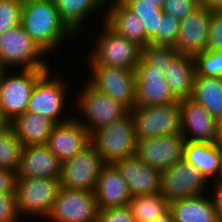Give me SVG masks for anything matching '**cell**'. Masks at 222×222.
<instances>
[{
    "label": "cell",
    "mask_w": 222,
    "mask_h": 222,
    "mask_svg": "<svg viewBox=\"0 0 222 222\" xmlns=\"http://www.w3.org/2000/svg\"><path fill=\"white\" fill-rule=\"evenodd\" d=\"M87 63L91 71L86 81L92 87L121 103L129 111L135 108V70L98 65L89 56Z\"/></svg>",
    "instance_id": "52a82bcc"
},
{
    "label": "cell",
    "mask_w": 222,
    "mask_h": 222,
    "mask_svg": "<svg viewBox=\"0 0 222 222\" xmlns=\"http://www.w3.org/2000/svg\"><path fill=\"white\" fill-rule=\"evenodd\" d=\"M219 137H222V116L217 120Z\"/></svg>",
    "instance_id": "7dc6e473"
},
{
    "label": "cell",
    "mask_w": 222,
    "mask_h": 222,
    "mask_svg": "<svg viewBox=\"0 0 222 222\" xmlns=\"http://www.w3.org/2000/svg\"><path fill=\"white\" fill-rule=\"evenodd\" d=\"M165 0H149L148 2L154 5L155 7L163 8Z\"/></svg>",
    "instance_id": "f6af8a7d"
},
{
    "label": "cell",
    "mask_w": 222,
    "mask_h": 222,
    "mask_svg": "<svg viewBox=\"0 0 222 222\" xmlns=\"http://www.w3.org/2000/svg\"><path fill=\"white\" fill-rule=\"evenodd\" d=\"M178 53L174 46L149 43L145 47H141L140 58L148 66H154L164 72Z\"/></svg>",
    "instance_id": "1f68e13d"
},
{
    "label": "cell",
    "mask_w": 222,
    "mask_h": 222,
    "mask_svg": "<svg viewBox=\"0 0 222 222\" xmlns=\"http://www.w3.org/2000/svg\"><path fill=\"white\" fill-rule=\"evenodd\" d=\"M106 165L90 143L73 158L62 163L60 185L70 190L94 191L101 169Z\"/></svg>",
    "instance_id": "8fae6325"
},
{
    "label": "cell",
    "mask_w": 222,
    "mask_h": 222,
    "mask_svg": "<svg viewBox=\"0 0 222 222\" xmlns=\"http://www.w3.org/2000/svg\"><path fill=\"white\" fill-rule=\"evenodd\" d=\"M61 78L58 75L53 77L48 69L36 82L26 112L40 114L55 124L69 121L73 116H63L62 114L65 102H67L68 93L65 90L68 89V83Z\"/></svg>",
    "instance_id": "9c48e42d"
},
{
    "label": "cell",
    "mask_w": 222,
    "mask_h": 222,
    "mask_svg": "<svg viewBox=\"0 0 222 222\" xmlns=\"http://www.w3.org/2000/svg\"><path fill=\"white\" fill-rule=\"evenodd\" d=\"M206 50H222V11L211 13Z\"/></svg>",
    "instance_id": "8d00e7d4"
},
{
    "label": "cell",
    "mask_w": 222,
    "mask_h": 222,
    "mask_svg": "<svg viewBox=\"0 0 222 222\" xmlns=\"http://www.w3.org/2000/svg\"><path fill=\"white\" fill-rule=\"evenodd\" d=\"M169 210L175 222H219L207 193L173 201L169 203Z\"/></svg>",
    "instance_id": "d4e9b609"
},
{
    "label": "cell",
    "mask_w": 222,
    "mask_h": 222,
    "mask_svg": "<svg viewBox=\"0 0 222 222\" xmlns=\"http://www.w3.org/2000/svg\"><path fill=\"white\" fill-rule=\"evenodd\" d=\"M60 187V179L16 177L15 192L20 217L41 216L40 218L46 219Z\"/></svg>",
    "instance_id": "8992f818"
},
{
    "label": "cell",
    "mask_w": 222,
    "mask_h": 222,
    "mask_svg": "<svg viewBox=\"0 0 222 222\" xmlns=\"http://www.w3.org/2000/svg\"><path fill=\"white\" fill-rule=\"evenodd\" d=\"M16 173L0 168V194L16 193Z\"/></svg>",
    "instance_id": "ab89813d"
},
{
    "label": "cell",
    "mask_w": 222,
    "mask_h": 222,
    "mask_svg": "<svg viewBox=\"0 0 222 222\" xmlns=\"http://www.w3.org/2000/svg\"><path fill=\"white\" fill-rule=\"evenodd\" d=\"M94 192L99 210L128 206L132 198L126 181L113 164L101 169Z\"/></svg>",
    "instance_id": "44dd1931"
},
{
    "label": "cell",
    "mask_w": 222,
    "mask_h": 222,
    "mask_svg": "<svg viewBox=\"0 0 222 222\" xmlns=\"http://www.w3.org/2000/svg\"><path fill=\"white\" fill-rule=\"evenodd\" d=\"M85 82L76 96L77 99L75 98L76 103L74 102L80 118H77L76 114L74 118L92 135L96 130L122 118L129 110L121 103L92 87L87 81Z\"/></svg>",
    "instance_id": "7a4b0ae2"
},
{
    "label": "cell",
    "mask_w": 222,
    "mask_h": 222,
    "mask_svg": "<svg viewBox=\"0 0 222 222\" xmlns=\"http://www.w3.org/2000/svg\"><path fill=\"white\" fill-rule=\"evenodd\" d=\"M4 70H5V68H3V67L0 66V79H1V76H2V74H3V72H4Z\"/></svg>",
    "instance_id": "f907efd6"
},
{
    "label": "cell",
    "mask_w": 222,
    "mask_h": 222,
    "mask_svg": "<svg viewBox=\"0 0 222 222\" xmlns=\"http://www.w3.org/2000/svg\"><path fill=\"white\" fill-rule=\"evenodd\" d=\"M199 6V0H165L162 9L166 14L172 15L178 21H181Z\"/></svg>",
    "instance_id": "d590c367"
},
{
    "label": "cell",
    "mask_w": 222,
    "mask_h": 222,
    "mask_svg": "<svg viewBox=\"0 0 222 222\" xmlns=\"http://www.w3.org/2000/svg\"><path fill=\"white\" fill-rule=\"evenodd\" d=\"M23 2V4H27L30 2H37V1H47V0H21Z\"/></svg>",
    "instance_id": "681fc988"
},
{
    "label": "cell",
    "mask_w": 222,
    "mask_h": 222,
    "mask_svg": "<svg viewBox=\"0 0 222 222\" xmlns=\"http://www.w3.org/2000/svg\"><path fill=\"white\" fill-rule=\"evenodd\" d=\"M184 144L181 133L137 140L135 155L162 172L183 159Z\"/></svg>",
    "instance_id": "9a60e30c"
},
{
    "label": "cell",
    "mask_w": 222,
    "mask_h": 222,
    "mask_svg": "<svg viewBox=\"0 0 222 222\" xmlns=\"http://www.w3.org/2000/svg\"><path fill=\"white\" fill-rule=\"evenodd\" d=\"M126 7L140 18L143 23L145 35L151 41L159 30L163 9L155 7L144 0L130 2Z\"/></svg>",
    "instance_id": "4dcf8cb0"
},
{
    "label": "cell",
    "mask_w": 222,
    "mask_h": 222,
    "mask_svg": "<svg viewBox=\"0 0 222 222\" xmlns=\"http://www.w3.org/2000/svg\"><path fill=\"white\" fill-rule=\"evenodd\" d=\"M210 183L197 168L181 159L161 172L160 193L168 203L186 197L209 193Z\"/></svg>",
    "instance_id": "7c38bea8"
},
{
    "label": "cell",
    "mask_w": 222,
    "mask_h": 222,
    "mask_svg": "<svg viewBox=\"0 0 222 222\" xmlns=\"http://www.w3.org/2000/svg\"><path fill=\"white\" fill-rule=\"evenodd\" d=\"M163 73L169 90L177 100L191 98L196 76L193 57L178 53Z\"/></svg>",
    "instance_id": "cb8c5ba5"
},
{
    "label": "cell",
    "mask_w": 222,
    "mask_h": 222,
    "mask_svg": "<svg viewBox=\"0 0 222 222\" xmlns=\"http://www.w3.org/2000/svg\"><path fill=\"white\" fill-rule=\"evenodd\" d=\"M10 125V121L4 116L2 110L0 109V131L4 130Z\"/></svg>",
    "instance_id": "ee69618b"
},
{
    "label": "cell",
    "mask_w": 222,
    "mask_h": 222,
    "mask_svg": "<svg viewBox=\"0 0 222 222\" xmlns=\"http://www.w3.org/2000/svg\"><path fill=\"white\" fill-rule=\"evenodd\" d=\"M97 222H136L128 206L99 210Z\"/></svg>",
    "instance_id": "f35d334b"
},
{
    "label": "cell",
    "mask_w": 222,
    "mask_h": 222,
    "mask_svg": "<svg viewBox=\"0 0 222 222\" xmlns=\"http://www.w3.org/2000/svg\"><path fill=\"white\" fill-rule=\"evenodd\" d=\"M19 215L16 193L0 194V222H15Z\"/></svg>",
    "instance_id": "74e56055"
},
{
    "label": "cell",
    "mask_w": 222,
    "mask_h": 222,
    "mask_svg": "<svg viewBox=\"0 0 222 222\" xmlns=\"http://www.w3.org/2000/svg\"><path fill=\"white\" fill-rule=\"evenodd\" d=\"M217 145L219 146L220 148V151H221V158H222V137H219V140L217 142Z\"/></svg>",
    "instance_id": "c3c4849f"
},
{
    "label": "cell",
    "mask_w": 222,
    "mask_h": 222,
    "mask_svg": "<svg viewBox=\"0 0 222 222\" xmlns=\"http://www.w3.org/2000/svg\"><path fill=\"white\" fill-rule=\"evenodd\" d=\"M90 143L91 135L87 129L72 117L69 121L54 126L46 145L63 163Z\"/></svg>",
    "instance_id": "ac0fdd59"
},
{
    "label": "cell",
    "mask_w": 222,
    "mask_h": 222,
    "mask_svg": "<svg viewBox=\"0 0 222 222\" xmlns=\"http://www.w3.org/2000/svg\"><path fill=\"white\" fill-rule=\"evenodd\" d=\"M190 99L202 105L218 120L222 116V78L196 75Z\"/></svg>",
    "instance_id": "83f0119b"
},
{
    "label": "cell",
    "mask_w": 222,
    "mask_h": 222,
    "mask_svg": "<svg viewBox=\"0 0 222 222\" xmlns=\"http://www.w3.org/2000/svg\"><path fill=\"white\" fill-rule=\"evenodd\" d=\"M211 11L200 5L179 21L175 49L186 56L195 57L206 51Z\"/></svg>",
    "instance_id": "e0dca14e"
},
{
    "label": "cell",
    "mask_w": 222,
    "mask_h": 222,
    "mask_svg": "<svg viewBox=\"0 0 222 222\" xmlns=\"http://www.w3.org/2000/svg\"><path fill=\"white\" fill-rule=\"evenodd\" d=\"M153 222H175V221L173 219L172 213L170 212V210H168L165 214L159 216Z\"/></svg>",
    "instance_id": "7bdbcfd3"
},
{
    "label": "cell",
    "mask_w": 222,
    "mask_h": 222,
    "mask_svg": "<svg viewBox=\"0 0 222 222\" xmlns=\"http://www.w3.org/2000/svg\"><path fill=\"white\" fill-rule=\"evenodd\" d=\"M128 207L136 222H153L169 210V203L160 192H156L133 196Z\"/></svg>",
    "instance_id": "f1b7e54d"
},
{
    "label": "cell",
    "mask_w": 222,
    "mask_h": 222,
    "mask_svg": "<svg viewBox=\"0 0 222 222\" xmlns=\"http://www.w3.org/2000/svg\"><path fill=\"white\" fill-rule=\"evenodd\" d=\"M22 11L21 0H0V35L21 24Z\"/></svg>",
    "instance_id": "836d02e7"
},
{
    "label": "cell",
    "mask_w": 222,
    "mask_h": 222,
    "mask_svg": "<svg viewBox=\"0 0 222 222\" xmlns=\"http://www.w3.org/2000/svg\"><path fill=\"white\" fill-rule=\"evenodd\" d=\"M21 220H22V219H21V218H19V219H18V220H16L15 222H22Z\"/></svg>",
    "instance_id": "816d5d0a"
},
{
    "label": "cell",
    "mask_w": 222,
    "mask_h": 222,
    "mask_svg": "<svg viewBox=\"0 0 222 222\" xmlns=\"http://www.w3.org/2000/svg\"><path fill=\"white\" fill-rule=\"evenodd\" d=\"M98 211L94 191L60 187L46 219L50 222H97Z\"/></svg>",
    "instance_id": "4fadbf2b"
},
{
    "label": "cell",
    "mask_w": 222,
    "mask_h": 222,
    "mask_svg": "<svg viewBox=\"0 0 222 222\" xmlns=\"http://www.w3.org/2000/svg\"><path fill=\"white\" fill-rule=\"evenodd\" d=\"M10 125L23 146H27L47 144L56 124L40 114L25 112L15 117Z\"/></svg>",
    "instance_id": "484cf974"
},
{
    "label": "cell",
    "mask_w": 222,
    "mask_h": 222,
    "mask_svg": "<svg viewBox=\"0 0 222 222\" xmlns=\"http://www.w3.org/2000/svg\"><path fill=\"white\" fill-rule=\"evenodd\" d=\"M101 24L103 29L96 34L89 57L98 65L135 70L141 57V47L117 34L105 22Z\"/></svg>",
    "instance_id": "5b68a950"
},
{
    "label": "cell",
    "mask_w": 222,
    "mask_h": 222,
    "mask_svg": "<svg viewBox=\"0 0 222 222\" xmlns=\"http://www.w3.org/2000/svg\"><path fill=\"white\" fill-rule=\"evenodd\" d=\"M179 27V21L174 16L163 12L157 35L150 43L174 46L177 41Z\"/></svg>",
    "instance_id": "e575fe53"
},
{
    "label": "cell",
    "mask_w": 222,
    "mask_h": 222,
    "mask_svg": "<svg viewBox=\"0 0 222 222\" xmlns=\"http://www.w3.org/2000/svg\"><path fill=\"white\" fill-rule=\"evenodd\" d=\"M23 147V143L17 138L11 125L0 131V168L16 173Z\"/></svg>",
    "instance_id": "f546056e"
},
{
    "label": "cell",
    "mask_w": 222,
    "mask_h": 222,
    "mask_svg": "<svg viewBox=\"0 0 222 222\" xmlns=\"http://www.w3.org/2000/svg\"><path fill=\"white\" fill-rule=\"evenodd\" d=\"M180 133L185 141L216 144L218 122L200 104L191 99L180 100Z\"/></svg>",
    "instance_id": "5bb4252c"
},
{
    "label": "cell",
    "mask_w": 222,
    "mask_h": 222,
    "mask_svg": "<svg viewBox=\"0 0 222 222\" xmlns=\"http://www.w3.org/2000/svg\"><path fill=\"white\" fill-rule=\"evenodd\" d=\"M128 185L133 196L160 192L161 172L144 163L136 155L113 163Z\"/></svg>",
    "instance_id": "d6986e66"
},
{
    "label": "cell",
    "mask_w": 222,
    "mask_h": 222,
    "mask_svg": "<svg viewBox=\"0 0 222 222\" xmlns=\"http://www.w3.org/2000/svg\"><path fill=\"white\" fill-rule=\"evenodd\" d=\"M46 55L21 25L0 35V66L5 69H50Z\"/></svg>",
    "instance_id": "277c9868"
},
{
    "label": "cell",
    "mask_w": 222,
    "mask_h": 222,
    "mask_svg": "<svg viewBox=\"0 0 222 222\" xmlns=\"http://www.w3.org/2000/svg\"><path fill=\"white\" fill-rule=\"evenodd\" d=\"M183 159L195 166L210 183L222 179V158L217 143L185 141Z\"/></svg>",
    "instance_id": "603a6c76"
},
{
    "label": "cell",
    "mask_w": 222,
    "mask_h": 222,
    "mask_svg": "<svg viewBox=\"0 0 222 222\" xmlns=\"http://www.w3.org/2000/svg\"><path fill=\"white\" fill-rule=\"evenodd\" d=\"M135 107L168 105L178 101L168 88L164 73L141 58L135 69Z\"/></svg>",
    "instance_id": "2e32d148"
},
{
    "label": "cell",
    "mask_w": 222,
    "mask_h": 222,
    "mask_svg": "<svg viewBox=\"0 0 222 222\" xmlns=\"http://www.w3.org/2000/svg\"><path fill=\"white\" fill-rule=\"evenodd\" d=\"M200 5L206 7L211 12L222 11V0H199Z\"/></svg>",
    "instance_id": "b9f144b4"
},
{
    "label": "cell",
    "mask_w": 222,
    "mask_h": 222,
    "mask_svg": "<svg viewBox=\"0 0 222 222\" xmlns=\"http://www.w3.org/2000/svg\"><path fill=\"white\" fill-rule=\"evenodd\" d=\"M108 0H54L61 20L75 34L79 35L82 25L87 24V19L94 14L103 11V20L105 21Z\"/></svg>",
    "instance_id": "4316f807"
},
{
    "label": "cell",
    "mask_w": 222,
    "mask_h": 222,
    "mask_svg": "<svg viewBox=\"0 0 222 222\" xmlns=\"http://www.w3.org/2000/svg\"><path fill=\"white\" fill-rule=\"evenodd\" d=\"M118 3L124 5V6H127L130 2H135V1H138V0H116ZM144 1H149V0H144Z\"/></svg>",
    "instance_id": "bcb514c9"
},
{
    "label": "cell",
    "mask_w": 222,
    "mask_h": 222,
    "mask_svg": "<svg viewBox=\"0 0 222 222\" xmlns=\"http://www.w3.org/2000/svg\"><path fill=\"white\" fill-rule=\"evenodd\" d=\"M32 40L46 53L52 54L63 42L76 35L61 20L54 0L23 4L20 24ZM68 39V40H67Z\"/></svg>",
    "instance_id": "6da1fadb"
},
{
    "label": "cell",
    "mask_w": 222,
    "mask_h": 222,
    "mask_svg": "<svg viewBox=\"0 0 222 222\" xmlns=\"http://www.w3.org/2000/svg\"><path fill=\"white\" fill-rule=\"evenodd\" d=\"M62 162L46 144L27 145L22 149L16 177L60 179Z\"/></svg>",
    "instance_id": "ffe728a7"
},
{
    "label": "cell",
    "mask_w": 222,
    "mask_h": 222,
    "mask_svg": "<svg viewBox=\"0 0 222 222\" xmlns=\"http://www.w3.org/2000/svg\"><path fill=\"white\" fill-rule=\"evenodd\" d=\"M137 140L180 134V100L131 110Z\"/></svg>",
    "instance_id": "30bf717a"
},
{
    "label": "cell",
    "mask_w": 222,
    "mask_h": 222,
    "mask_svg": "<svg viewBox=\"0 0 222 222\" xmlns=\"http://www.w3.org/2000/svg\"><path fill=\"white\" fill-rule=\"evenodd\" d=\"M91 143L106 164L129 158L136 154L133 115L129 111L122 118L96 130L91 135Z\"/></svg>",
    "instance_id": "3957f363"
},
{
    "label": "cell",
    "mask_w": 222,
    "mask_h": 222,
    "mask_svg": "<svg viewBox=\"0 0 222 222\" xmlns=\"http://www.w3.org/2000/svg\"><path fill=\"white\" fill-rule=\"evenodd\" d=\"M213 184L211 199L215 207L216 216L219 222H222V179L211 182Z\"/></svg>",
    "instance_id": "60d3db41"
},
{
    "label": "cell",
    "mask_w": 222,
    "mask_h": 222,
    "mask_svg": "<svg viewBox=\"0 0 222 222\" xmlns=\"http://www.w3.org/2000/svg\"><path fill=\"white\" fill-rule=\"evenodd\" d=\"M104 22L117 34L135 42L140 47H145L150 43L140 18L116 0L107 1Z\"/></svg>",
    "instance_id": "7402d4cb"
},
{
    "label": "cell",
    "mask_w": 222,
    "mask_h": 222,
    "mask_svg": "<svg viewBox=\"0 0 222 222\" xmlns=\"http://www.w3.org/2000/svg\"><path fill=\"white\" fill-rule=\"evenodd\" d=\"M196 75L222 78V50L204 51L194 58Z\"/></svg>",
    "instance_id": "d6a6232c"
},
{
    "label": "cell",
    "mask_w": 222,
    "mask_h": 222,
    "mask_svg": "<svg viewBox=\"0 0 222 222\" xmlns=\"http://www.w3.org/2000/svg\"><path fill=\"white\" fill-rule=\"evenodd\" d=\"M10 75L5 69L0 79V109L11 122L26 112L32 90L48 69H18Z\"/></svg>",
    "instance_id": "ba28073f"
}]
</instances>
